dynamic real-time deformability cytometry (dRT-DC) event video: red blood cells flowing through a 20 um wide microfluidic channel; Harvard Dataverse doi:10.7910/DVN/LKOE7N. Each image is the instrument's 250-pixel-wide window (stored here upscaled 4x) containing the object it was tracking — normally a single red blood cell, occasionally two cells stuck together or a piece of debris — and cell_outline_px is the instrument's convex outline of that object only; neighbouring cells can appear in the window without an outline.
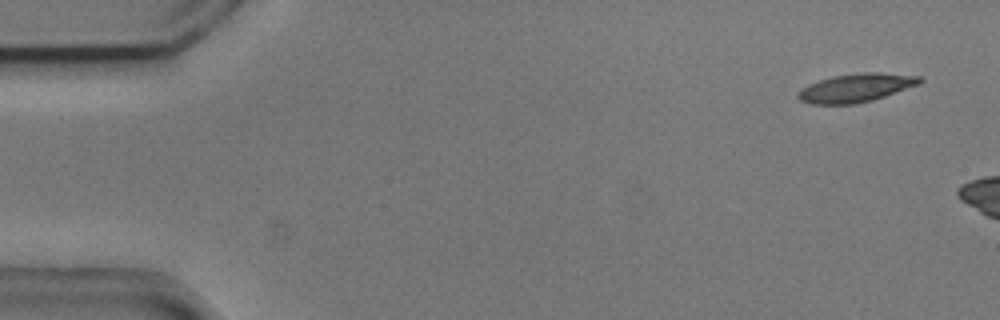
{"species": "common noctule bat (a hibernating species)", "species_latin": "Nyctalus noctula", "temperature_condition": "cold", "stored_images_in_passage": 13, "camera_frame_rate_fps": 3000, "um_per_image_px": 0.085, "animal": {"sex": "male", "body_mass_g": 20.5, "forearm_length_mm": 52.5}, "frame": {"image": 1, "passage_image": 3, "time_ms": 0.667, "image_size_px": [1000, 320], "cell_outline_px": [[924, 80], [920, 84], [872, 100], [856, 104], [808, 104], [800, 100], [796, 96], [796, 92], [800, 88], [808, 84], [832, 76], [864, 72], [880, 72], [920, 76]], "centroid_in_image_um": [72.73, 7.46], "position_along_channel_um": 12.3, "area_um2": 20.35}}